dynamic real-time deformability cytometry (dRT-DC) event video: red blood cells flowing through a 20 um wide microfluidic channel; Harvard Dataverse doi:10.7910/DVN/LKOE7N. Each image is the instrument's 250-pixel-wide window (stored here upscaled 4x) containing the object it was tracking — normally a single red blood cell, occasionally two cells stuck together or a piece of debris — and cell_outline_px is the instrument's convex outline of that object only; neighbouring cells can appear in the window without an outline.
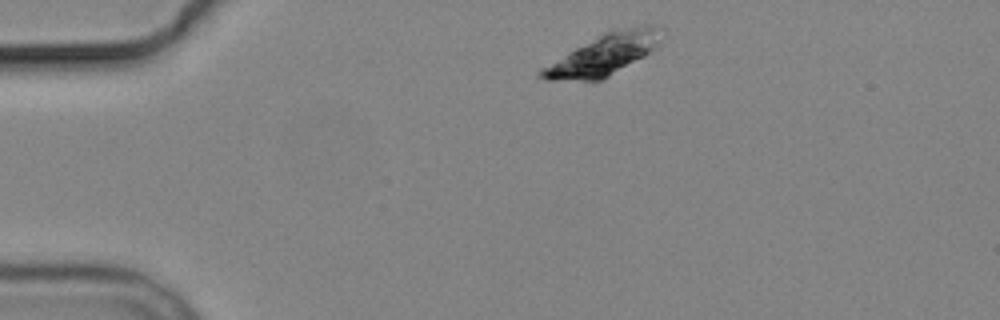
{"species": "common noctule bat (a hibernating species)", "species_latin": "Nyctalus noctula", "temperature_condition": "cold", "stored_images_in_passage": 3, "segment_of_instrument_passage": [1, 2], "camera_frame_rate_fps": 3000, "um_per_image_px": 0.085, "animal": {"sex": "male", "body_mass_g": 19.2, "forearm_length_mm": 51.8}, "frame": {"image": 1, "passage_image": 1, "time_ms": 0.0, "image_size_px": [1000, 320], "cell_outline_px": [[668, 32], [644, 56], [604, 80], [592, 84], [544, 80], [536, 76], [536, 72], [540, 68], [596, 36], [604, 32], [616, 28], [644, 24], [652, 24], [664, 28]], "centroid_in_image_um": [51.29, 4.67], "position_along_channel_um": 33.7, "area_um2": 29.94}}